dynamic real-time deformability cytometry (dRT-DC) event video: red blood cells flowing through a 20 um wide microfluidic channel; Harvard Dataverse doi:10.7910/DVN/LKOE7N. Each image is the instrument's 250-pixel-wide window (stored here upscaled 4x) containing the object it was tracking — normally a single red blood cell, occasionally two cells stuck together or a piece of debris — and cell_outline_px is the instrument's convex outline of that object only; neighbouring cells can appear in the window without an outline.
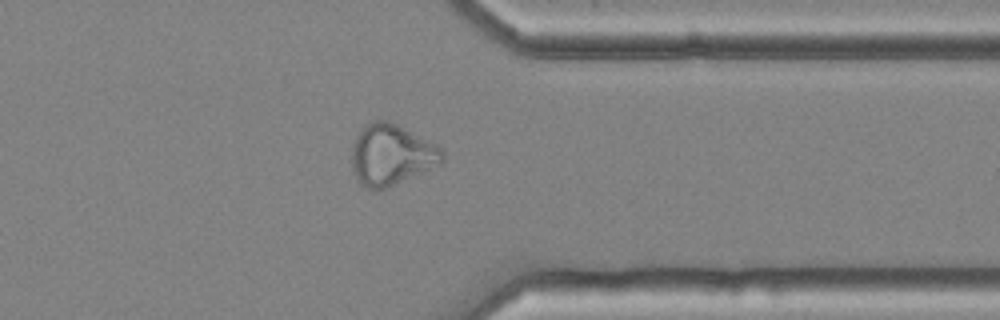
{"species": "common noctule bat (a hibernating species)", "species_latin": "Nyctalus noctula", "temperature_condition": "cold", "stored_images_in_passage": 53, "camera_frame_rate_fps": 3000, "um_per_image_px": 0.085, "animal": {"sex": "female", "body_mass_g": 25.1}, "frame": {"image": 1, "passage_image": 46, "time_ms": 15.0, "image_size_px": [1000, 320], "cell_outline_px": [[444, 160], [440, 164], [384, 188], [368, 188], [360, 184], [352, 172], [352, 148], [356, 136], [360, 128], [372, 120], [388, 120], [436, 144], [444, 152]], "centroid_in_image_um": [33.23, 13.13], "position_along_channel_um": 378.2, "area_um2": 31.79}}